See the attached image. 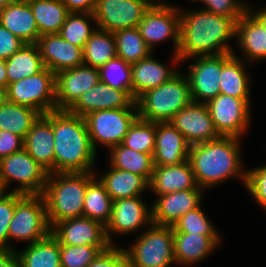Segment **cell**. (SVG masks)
<instances>
[{
  "label": "cell",
  "instance_id": "6da1fadb",
  "mask_svg": "<svg viewBox=\"0 0 266 267\" xmlns=\"http://www.w3.org/2000/svg\"><path fill=\"white\" fill-rule=\"evenodd\" d=\"M180 11V44L177 55L184 61L195 56H208L233 53L228 43L236 42V21L211 13L201 8Z\"/></svg>",
  "mask_w": 266,
  "mask_h": 267
},
{
  "label": "cell",
  "instance_id": "7a4b0ae2",
  "mask_svg": "<svg viewBox=\"0 0 266 267\" xmlns=\"http://www.w3.org/2000/svg\"><path fill=\"white\" fill-rule=\"evenodd\" d=\"M241 139L220 136L216 140L190 146L188 160L199 187L208 191L234 178L245 186L247 169L242 164Z\"/></svg>",
  "mask_w": 266,
  "mask_h": 267
},
{
  "label": "cell",
  "instance_id": "3957f363",
  "mask_svg": "<svg viewBox=\"0 0 266 267\" xmlns=\"http://www.w3.org/2000/svg\"><path fill=\"white\" fill-rule=\"evenodd\" d=\"M54 173L95 172L94 150L84 117L68 110L52 111Z\"/></svg>",
  "mask_w": 266,
  "mask_h": 267
},
{
  "label": "cell",
  "instance_id": "277c9868",
  "mask_svg": "<svg viewBox=\"0 0 266 267\" xmlns=\"http://www.w3.org/2000/svg\"><path fill=\"white\" fill-rule=\"evenodd\" d=\"M95 177V172L48 174L42 195L51 228L57 222L83 216L86 188Z\"/></svg>",
  "mask_w": 266,
  "mask_h": 267
},
{
  "label": "cell",
  "instance_id": "5b68a950",
  "mask_svg": "<svg viewBox=\"0 0 266 267\" xmlns=\"http://www.w3.org/2000/svg\"><path fill=\"white\" fill-rule=\"evenodd\" d=\"M185 72L150 89L137 100L139 118L155 123L170 122L174 115L192 102L190 85Z\"/></svg>",
  "mask_w": 266,
  "mask_h": 267
},
{
  "label": "cell",
  "instance_id": "8992f818",
  "mask_svg": "<svg viewBox=\"0 0 266 267\" xmlns=\"http://www.w3.org/2000/svg\"><path fill=\"white\" fill-rule=\"evenodd\" d=\"M125 249L130 267H171L175 264L173 228L151 224Z\"/></svg>",
  "mask_w": 266,
  "mask_h": 267
},
{
  "label": "cell",
  "instance_id": "52a82bcc",
  "mask_svg": "<svg viewBox=\"0 0 266 267\" xmlns=\"http://www.w3.org/2000/svg\"><path fill=\"white\" fill-rule=\"evenodd\" d=\"M51 233L46 203L42 194L23 195L17 202L8 228V249H16L10 241L32 244Z\"/></svg>",
  "mask_w": 266,
  "mask_h": 267
},
{
  "label": "cell",
  "instance_id": "ba28073f",
  "mask_svg": "<svg viewBox=\"0 0 266 267\" xmlns=\"http://www.w3.org/2000/svg\"><path fill=\"white\" fill-rule=\"evenodd\" d=\"M48 174L24 148L0 159V186L3 191L23 195L43 194ZM13 181L18 184L10 190Z\"/></svg>",
  "mask_w": 266,
  "mask_h": 267
},
{
  "label": "cell",
  "instance_id": "9c48e42d",
  "mask_svg": "<svg viewBox=\"0 0 266 267\" xmlns=\"http://www.w3.org/2000/svg\"><path fill=\"white\" fill-rule=\"evenodd\" d=\"M5 98L15 104L30 107L42 115L56 110V74L44 68L41 72L10 83Z\"/></svg>",
  "mask_w": 266,
  "mask_h": 267
},
{
  "label": "cell",
  "instance_id": "30bf717a",
  "mask_svg": "<svg viewBox=\"0 0 266 267\" xmlns=\"http://www.w3.org/2000/svg\"><path fill=\"white\" fill-rule=\"evenodd\" d=\"M139 117L138 108L98 110L84 116L91 144L97 152L121 144L131 125Z\"/></svg>",
  "mask_w": 266,
  "mask_h": 267
},
{
  "label": "cell",
  "instance_id": "8fae6325",
  "mask_svg": "<svg viewBox=\"0 0 266 267\" xmlns=\"http://www.w3.org/2000/svg\"><path fill=\"white\" fill-rule=\"evenodd\" d=\"M182 7L166 2L153 3L146 11L137 28L152 52L155 51L158 44L170 40L173 43V54L178 53L180 44L179 9Z\"/></svg>",
  "mask_w": 266,
  "mask_h": 267
},
{
  "label": "cell",
  "instance_id": "7c38bea8",
  "mask_svg": "<svg viewBox=\"0 0 266 267\" xmlns=\"http://www.w3.org/2000/svg\"><path fill=\"white\" fill-rule=\"evenodd\" d=\"M152 4L151 0H96L93 16L98 29L114 33L137 27Z\"/></svg>",
  "mask_w": 266,
  "mask_h": 267
},
{
  "label": "cell",
  "instance_id": "4fadbf2b",
  "mask_svg": "<svg viewBox=\"0 0 266 267\" xmlns=\"http://www.w3.org/2000/svg\"><path fill=\"white\" fill-rule=\"evenodd\" d=\"M149 205L142 196L113 201L111 218L106 224L109 242L116 245L114 236H127L128 234L131 236V233L142 231L143 227L148 228L152 224V209L151 204Z\"/></svg>",
  "mask_w": 266,
  "mask_h": 267
},
{
  "label": "cell",
  "instance_id": "5bb4252c",
  "mask_svg": "<svg viewBox=\"0 0 266 267\" xmlns=\"http://www.w3.org/2000/svg\"><path fill=\"white\" fill-rule=\"evenodd\" d=\"M207 106L220 136L243 138L246 135L253 120L251 107L244 99L218 94Z\"/></svg>",
  "mask_w": 266,
  "mask_h": 267
},
{
  "label": "cell",
  "instance_id": "9a60e30c",
  "mask_svg": "<svg viewBox=\"0 0 266 267\" xmlns=\"http://www.w3.org/2000/svg\"><path fill=\"white\" fill-rule=\"evenodd\" d=\"M186 69L192 101L207 104L219 94L222 54L191 57Z\"/></svg>",
  "mask_w": 266,
  "mask_h": 267
},
{
  "label": "cell",
  "instance_id": "2e32d148",
  "mask_svg": "<svg viewBox=\"0 0 266 267\" xmlns=\"http://www.w3.org/2000/svg\"><path fill=\"white\" fill-rule=\"evenodd\" d=\"M51 234L59 244L70 246H111L106 234V226L85 216L57 222Z\"/></svg>",
  "mask_w": 266,
  "mask_h": 267
},
{
  "label": "cell",
  "instance_id": "e0dca14e",
  "mask_svg": "<svg viewBox=\"0 0 266 267\" xmlns=\"http://www.w3.org/2000/svg\"><path fill=\"white\" fill-rule=\"evenodd\" d=\"M170 123L190 145L216 140V131L207 104L192 101L174 115Z\"/></svg>",
  "mask_w": 266,
  "mask_h": 267
},
{
  "label": "cell",
  "instance_id": "ac0fdd59",
  "mask_svg": "<svg viewBox=\"0 0 266 267\" xmlns=\"http://www.w3.org/2000/svg\"><path fill=\"white\" fill-rule=\"evenodd\" d=\"M100 81V71L88 65L56 74V110H69L81 95Z\"/></svg>",
  "mask_w": 266,
  "mask_h": 267
},
{
  "label": "cell",
  "instance_id": "d6986e66",
  "mask_svg": "<svg viewBox=\"0 0 266 267\" xmlns=\"http://www.w3.org/2000/svg\"><path fill=\"white\" fill-rule=\"evenodd\" d=\"M204 191V189H188L158 196L151 205L152 224L173 226L188 211L202 205Z\"/></svg>",
  "mask_w": 266,
  "mask_h": 267
},
{
  "label": "cell",
  "instance_id": "ffe728a7",
  "mask_svg": "<svg viewBox=\"0 0 266 267\" xmlns=\"http://www.w3.org/2000/svg\"><path fill=\"white\" fill-rule=\"evenodd\" d=\"M138 108L132 91L115 89L99 81L89 91L83 93L77 102L68 110L80 117L98 110Z\"/></svg>",
  "mask_w": 266,
  "mask_h": 267
},
{
  "label": "cell",
  "instance_id": "44dd1931",
  "mask_svg": "<svg viewBox=\"0 0 266 267\" xmlns=\"http://www.w3.org/2000/svg\"><path fill=\"white\" fill-rule=\"evenodd\" d=\"M153 54L154 52L143 60L131 64L132 95L135 100L146 91L168 82L181 71L177 68L181 65L177 54L172 53V64H170L172 67L156 59Z\"/></svg>",
  "mask_w": 266,
  "mask_h": 267
},
{
  "label": "cell",
  "instance_id": "7402d4cb",
  "mask_svg": "<svg viewBox=\"0 0 266 267\" xmlns=\"http://www.w3.org/2000/svg\"><path fill=\"white\" fill-rule=\"evenodd\" d=\"M36 44L44 67L55 74L84 64L83 49L65 41L59 33L40 36Z\"/></svg>",
  "mask_w": 266,
  "mask_h": 267
},
{
  "label": "cell",
  "instance_id": "603a6c76",
  "mask_svg": "<svg viewBox=\"0 0 266 267\" xmlns=\"http://www.w3.org/2000/svg\"><path fill=\"white\" fill-rule=\"evenodd\" d=\"M236 45L243 57L233 54L253 65L266 59V32L262 24L247 10L236 22Z\"/></svg>",
  "mask_w": 266,
  "mask_h": 267
},
{
  "label": "cell",
  "instance_id": "cb8c5ba5",
  "mask_svg": "<svg viewBox=\"0 0 266 267\" xmlns=\"http://www.w3.org/2000/svg\"><path fill=\"white\" fill-rule=\"evenodd\" d=\"M190 144L170 123H156L154 166L177 165L188 160Z\"/></svg>",
  "mask_w": 266,
  "mask_h": 267
},
{
  "label": "cell",
  "instance_id": "d4e9b609",
  "mask_svg": "<svg viewBox=\"0 0 266 267\" xmlns=\"http://www.w3.org/2000/svg\"><path fill=\"white\" fill-rule=\"evenodd\" d=\"M23 141V148L28 154L49 173H54L52 111L36 120Z\"/></svg>",
  "mask_w": 266,
  "mask_h": 267
},
{
  "label": "cell",
  "instance_id": "484cf974",
  "mask_svg": "<svg viewBox=\"0 0 266 267\" xmlns=\"http://www.w3.org/2000/svg\"><path fill=\"white\" fill-rule=\"evenodd\" d=\"M221 235L173 233L175 264L196 265L211 256L222 243Z\"/></svg>",
  "mask_w": 266,
  "mask_h": 267
},
{
  "label": "cell",
  "instance_id": "4316f807",
  "mask_svg": "<svg viewBox=\"0 0 266 267\" xmlns=\"http://www.w3.org/2000/svg\"><path fill=\"white\" fill-rule=\"evenodd\" d=\"M188 189H202L195 181L189 160L177 165L155 166L148 181L149 193L156 196Z\"/></svg>",
  "mask_w": 266,
  "mask_h": 267
},
{
  "label": "cell",
  "instance_id": "83f0119b",
  "mask_svg": "<svg viewBox=\"0 0 266 267\" xmlns=\"http://www.w3.org/2000/svg\"><path fill=\"white\" fill-rule=\"evenodd\" d=\"M250 64L236 57L233 53L222 54V73L220 79L219 94L230 95L244 99L250 106L251 75L248 72ZM248 72V73H247Z\"/></svg>",
  "mask_w": 266,
  "mask_h": 267
},
{
  "label": "cell",
  "instance_id": "f1b7e54d",
  "mask_svg": "<svg viewBox=\"0 0 266 267\" xmlns=\"http://www.w3.org/2000/svg\"><path fill=\"white\" fill-rule=\"evenodd\" d=\"M0 24L25 44L37 43L40 33L30 4L21 1L0 9Z\"/></svg>",
  "mask_w": 266,
  "mask_h": 267
},
{
  "label": "cell",
  "instance_id": "f546056e",
  "mask_svg": "<svg viewBox=\"0 0 266 267\" xmlns=\"http://www.w3.org/2000/svg\"><path fill=\"white\" fill-rule=\"evenodd\" d=\"M108 171L99 175L95 171V176L104 185L106 191L113 201L122 198H131L135 196H143L144 192H148V182L140 175L129 171L115 169L109 164ZM97 174V175H96Z\"/></svg>",
  "mask_w": 266,
  "mask_h": 267
},
{
  "label": "cell",
  "instance_id": "4dcf8cb0",
  "mask_svg": "<svg viewBox=\"0 0 266 267\" xmlns=\"http://www.w3.org/2000/svg\"><path fill=\"white\" fill-rule=\"evenodd\" d=\"M16 250L19 267H61L60 244L50 233L46 238Z\"/></svg>",
  "mask_w": 266,
  "mask_h": 267
},
{
  "label": "cell",
  "instance_id": "1f68e13d",
  "mask_svg": "<svg viewBox=\"0 0 266 267\" xmlns=\"http://www.w3.org/2000/svg\"><path fill=\"white\" fill-rule=\"evenodd\" d=\"M108 151L110 155L108 163L111 167L138 174L147 182L152 177L155 167L153 154L132 150L122 143L111 147Z\"/></svg>",
  "mask_w": 266,
  "mask_h": 267
},
{
  "label": "cell",
  "instance_id": "d6a6232c",
  "mask_svg": "<svg viewBox=\"0 0 266 267\" xmlns=\"http://www.w3.org/2000/svg\"><path fill=\"white\" fill-rule=\"evenodd\" d=\"M28 3L40 36L59 33L70 14L62 0H30Z\"/></svg>",
  "mask_w": 266,
  "mask_h": 267
},
{
  "label": "cell",
  "instance_id": "836d02e7",
  "mask_svg": "<svg viewBox=\"0 0 266 267\" xmlns=\"http://www.w3.org/2000/svg\"><path fill=\"white\" fill-rule=\"evenodd\" d=\"M7 88L10 83L41 72L45 67L36 43L25 44L18 52L5 60Z\"/></svg>",
  "mask_w": 266,
  "mask_h": 267
},
{
  "label": "cell",
  "instance_id": "e575fe53",
  "mask_svg": "<svg viewBox=\"0 0 266 267\" xmlns=\"http://www.w3.org/2000/svg\"><path fill=\"white\" fill-rule=\"evenodd\" d=\"M41 115L30 107L15 104L4 97L0 101V130L15 133L24 139Z\"/></svg>",
  "mask_w": 266,
  "mask_h": 267
},
{
  "label": "cell",
  "instance_id": "d590c367",
  "mask_svg": "<svg viewBox=\"0 0 266 267\" xmlns=\"http://www.w3.org/2000/svg\"><path fill=\"white\" fill-rule=\"evenodd\" d=\"M116 56L117 48L114 34L98 28L83 48L84 64L97 69Z\"/></svg>",
  "mask_w": 266,
  "mask_h": 267
},
{
  "label": "cell",
  "instance_id": "8d00e7d4",
  "mask_svg": "<svg viewBox=\"0 0 266 267\" xmlns=\"http://www.w3.org/2000/svg\"><path fill=\"white\" fill-rule=\"evenodd\" d=\"M112 202L104 185L95 177L86 188L83 216L106 226L111 218Z\"/></svg>",
  "mask_w": 266,
  "mask_h": 267
},
{
  "label": "cell",
  "instance_id": "74e56055",
  "mask_svg": "<svg viewBox=\"0 0 266 267\" xmlns=\"http://www.w3.org/2000/svg\"><path fill=\"white\" fill-rule=\"evenodd\" d=\"M113 34L116 39L117 57L129 64L139 62L153 53L137 27L121 29Z\"/></svg>",
  "mask_w": 266,
  "mask_h": 267
},
{
  "label": "cell",
  "instance_id": "f35d334b",
  "mask_svg": "<svg viewBox=\"0 0 266 267\" xmlns=\"http://www.w3.org/2000/svg\"><path fill=\"white\" fill-rule=\"evenodd\" d=\"M91 21L95 25L94 27ZM96 30V20L93 13H70L59 34L65 41L83 49Z\"/></svg>",
  "mask_w": 266,
  "mask_h": 267
},
{
  "label": "cell",
  "instance_id": "ab89813d",
  "mask_svg": "<svg viewBox=\"0 0 266 267\" xmlns=\"http://www.w3.org/2000/svg\"><path fill=\"white\" fill-rule=\"evenodd\" d=\"M156 123L137 118L129 128L122 144L142 153H154Z\"/></svg>",
  "mask_w": 266,
  "mask_h": 267
},
{
  "label": "cell",
  "instance_id": "60d3db41",
  "mask_svg": "<svg viewBox=\"0 0 266 267\" xmlns=\"http://www.w3.org/2000/svg\"><path fill=\"white\" fill-rule=\"evenodd\" d=\"M100 81L112 88L123 91H132L131 64L115 57L104 64L100 69Z\"/></svg>",
  "mask_w": 266,
  "mask_h": 267
},
{
  "label": "cell",
  "instance_id": "b9f144b4",
  "mask_svg": "<svg viewBox=\"0 0 266 267\" xmlns=\"http://www.w3.org/2000/svg\"><path fill=\"white\" fill-rule=\"evenodd\" d=\"M199 206L195 210L188 211L174 225L173 233H193L201 235H221L211 222L205 211Z\"/></svg>",
  "mask_w": 266,
  "mask_h": 267
},
{
  "label": "cell",
  "instance_id": "7bdbcfd3",
  "mask_svg": "<svg viewBox=\"0 0 266 267\" xmlns=\"http://www.w3.org/2000/svg\"><path fill=\"white\" fill-rule=\"evenodd\" d=\"M110 246H70L60 244L61 267H87L97 255Z\"/></svg>",
  "mask_w": 266,
  "mask_h": 267
},
{
  "label": "cell",
  "instance_id": "ee69618b",
  "mask_svg": "<svg viewBox=\"0 0 266 267\" xmlns=\"http://www.w3.org/2000/svg\"><path fill=\"white\" fill-rule=\"evenodd\" d=\"M23 194L3 191L0 194V248L8 249V228L12 220L16 202Z\"/></svg>",
  "mask_w": 266,
  "mask_h": 267
},
{
  "label": "cell",
  "instance_id": "f6af8a7d",
  "mask_svg": "<svg viewBox=\"0 0 266 267\" xmlns=\"http://www.w3.org/2000/svg\"><path fill=\"white\" fill-rule=\"evenodd\" d=\"M248 193L266 211V164L255 168H247L245 186Z\"/></svg>",
  "mask_w": 266,
  "mask_h": 267
},
{
  "label": "cell",
  "instance_id": "bcb514c9",
  "mask_svg": "<svg viewBox=\"0 0 266 267\" xmlns=\"http://www.w3.org/2000/svg\"><path fill=\"white\" fill-rule=\"evenodd\" d=\"M201 2L203 4L201 9L217 15L232 17L236 22L248 7L244 0H201Z\"/></svg>",
  "mask_w": 266,
  "mask_h": 267
},
{
  "label": "cell",
  "instance_id": "7dc6e473",
  "mask_svg": "<svg viewBox=\"0 0 266 267\" xmlns=\"http://www.w3.org/2000/svg\"><path fill=\"white\" fill-rule=\"evenodd\" d=\"M87 267H130L123 247L111 245L101 251Z\"/></svg>",
  "mask_w": 266,
  "mask_h": 267
},
{
  "label": "cell",
  "instance_id": "c3c4849f",
  "mask_svg": "<svg viewBox=\"0 0 266 267\" xmlns=\"http://www.w3.org/2000/svg\"><path fill=\"white\" fill-rule=\"evenodd\" d=\"M25 43H23L16 35L0 24V58L7 60L15 52H18Z\"/></svg>",
  "mask_w": 266,
  "mask_h": 267
},
{
  "label": "cell",
  "instance_id": "681fc988",
  "mask_svg": "<svg viewBox=\"0 0 266 267\" xmlns=\"http://www.w3.org/2000/svg\"><path fill=\"white\" fill-rule=\"evenodd\" d=\"M23 138L15 133L0 130V159L23 149Z\"/></svg>",
  "mask_w": 266,
  "mask_h": 267
},
{
  "label": "cell",
  "instance_id": "f907efd6",
  "mask_svg": "<svg viewBox=\"0 0 266 267\" xmlns=\"http://www.w3.org/2000/svg\"><path fill=\"white\" fill-rule=\"evenodd\" d=\"M70 13H93L96 0H62Z\"/></svg>",
  "mask_w": 266,
  "mask_h": 267
},
{
  "label": "cell",
  "instance_id": "816d5d0a",
  "mask_svg": "<svg viewBox=\"0 0 266 267\" xmlns=\"http://www.w3.org/2000/svg\"><path fill=\"white\" fill-rule=\"evenodd\" d=\"M0 267H19L15 249L0 248Z\"/></svg>",
  "mask_w": 266,
  "mask_h": 267
},
{
  "label": "cell",
  "instance_id": "f5cc1de1",
  "mask_svg": "<svg viewBox=\"0 0 266 267\" xmlns=\"http://www.w3.org/2000/svg\"><path fill=\"white\" fill-rule=\"evenodd\" d=\"M254 6L248 4L247 10L262 24L265 32H266V6L262 9H256Z\"/></svg>",
  "mask_w": 266,
  "mask_h": 267
},
{
  "label": "cell",
  "instance_id": "db71d44e",
  "mask_svg": "<svg viewBox=\"0 0 266 267\" xmlns=\"http://www.w3.org/2000/svg\"><path fill=\"white\" fill-rule=\"evenodd\" d=\"M0 88L4 91L7 89V71L4 59L0 58Z\"/></svg>",
  "mask_w": 266,
  "mask_h": 267
},
{
  "label": "cell",
  "instance_id": "11a10c76",
  "mask_svg": "<svg viewBox=\"0 0 266 267\" xmlns=\"http://www.w3.org/2000/svg\"><path fill=\"white\" fill-rule=\"evenodd\" d=\"M22 0H0V9L6 7L7 5H12V4H18Z\"/></svg>",
  "mask_w": 266,
  "mask_h": 267
},
{
  "label": "cell",
  "instance_id": "9f6ffc18",
  "mask_svg": "<svg viewBox=\"0 0 266 267\" xmlns=\"http://www.w3.org/2000/svg\"><path fill=\"white\" fill-rule=\"evenodd\" d=\"M4 90L0 88V101L4 98Z\"/></svg>",
  "mask_w": 266,
  "mask_h": 267
},
{
  "label": "cell",
  "instance_id": "6f0895ef",
  "mask_svg": "<svg viewBox=\"0 0 266 267\" xmlns=\"http://www.w3.org/2000/svg\"><path fill=\"white\" fill-rule=\"evenodd\" d=\"M153 3H165V0H151Z\"/></svg>",
  "mask_w": 266,
  "mask_h": 267
},
{
  "label": "cell",
  "instance_id": "680465c9",
  "mask_svg": "<svg viewBox=\"0 0 266 267\" xmlns=\"http://www.w3.org/2000/svg\"><path fill=\"white\" fill-rule=\"evenodd\" d=\"M189 1H190V2L192 1V2H194V3H195V2H196V3H197V2L201 3V0H189Z\"/></svg>",
  "mask_w": 266,
  "mask_h": 267
}]
</instances>
